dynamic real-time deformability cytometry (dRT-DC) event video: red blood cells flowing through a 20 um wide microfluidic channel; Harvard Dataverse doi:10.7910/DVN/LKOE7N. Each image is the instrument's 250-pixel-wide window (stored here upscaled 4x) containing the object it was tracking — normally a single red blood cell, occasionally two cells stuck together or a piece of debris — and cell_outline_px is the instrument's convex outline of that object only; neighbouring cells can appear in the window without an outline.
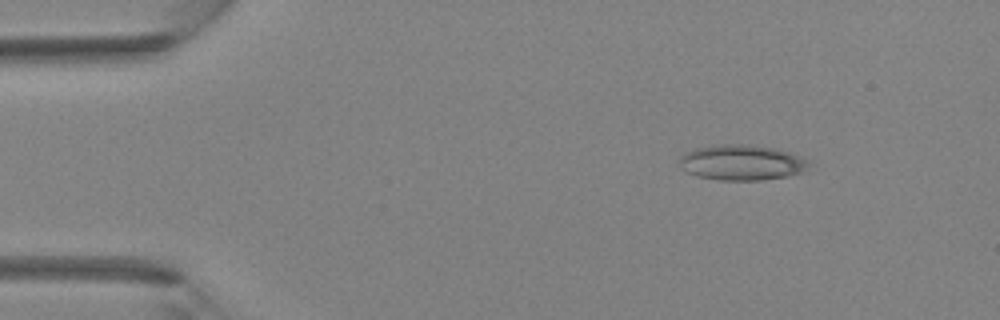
{"species": "Egyptian fruit bat (a non-hibernating species)", "species_latin": "Rousettus aegyptiacus", "temperature_condition": "room temperature", "stored_images_in_passage": 37, "camera_frame_rate_fps": 3000, "um_per_image_px": 0.085, "animal": {"sex": "female"}, "frame": {"image": 1, "passage_image": 1, "time_ms": 0.0, "image_size_px": [1000, 320], "cell_outline_px": [[808, 164], [804, 172], [788, 176], [760, 180], [720, 180], [696, 176], [680, 168], [680, 156], [684, 152], [696, 148], [720, 144], [744, 144], [776, 148], [788, 152], [808, 160]], "centroid_in_image_um": [63.02, 13.81], "position_along_channel_um": 22.0, "area_um2": 26.7}}
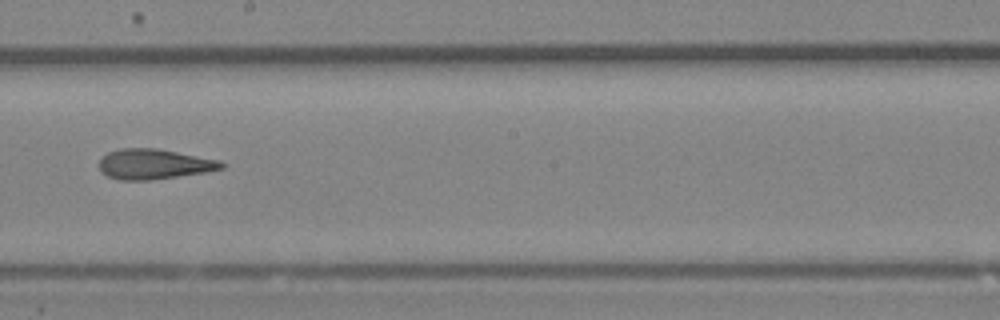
{"frame": {"image": 2, "passage_image": 19, "time_ms": 6.0, "image_size_px": [1000, 320], "cell_outline_px": [[228, 164], [224, 168], [208, 172], [148, 180], [120, 180], [108, 176], [100, 172], [100, 160], [108, 152], [120, 148], [156, 148], [220, 160]], "centroid_in_image_um": [13.13, 13.95], "position_along_channel_um": 235.1, "area_um2": 21.56}}
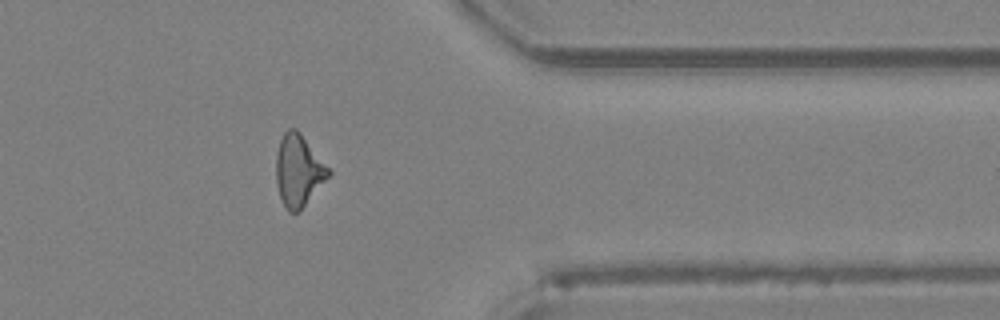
{"frame": {"image": 3, "passage_image": 29, "time_ms": 9.333, "image_size_px": [1000, 320], "cell_outline_px": [[332, 172], [300, 212], [288, 212], [280, 196], [276, 184], [276, 152], [280, 140], [284, 132], [288, 128], [296, 128], [300, 132]], "centroid_in_image_um": [25.35, 14.5], "position_along_channel_um": 386.0, "area_um2": 21.85}}